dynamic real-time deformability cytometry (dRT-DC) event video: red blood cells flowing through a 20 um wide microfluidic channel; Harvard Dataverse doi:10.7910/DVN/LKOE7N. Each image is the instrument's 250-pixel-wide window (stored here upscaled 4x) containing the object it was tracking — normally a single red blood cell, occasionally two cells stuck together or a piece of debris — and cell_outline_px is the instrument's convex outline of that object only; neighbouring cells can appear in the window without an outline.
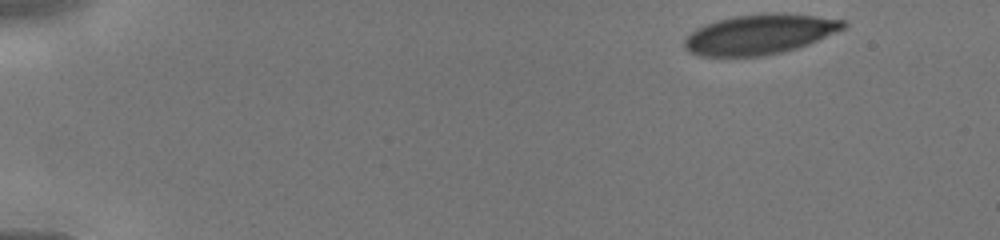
{"species": "human", "species_latin": "Homo sapiens", "temperature_condition": "cold", "stored_images_in_passage": 11, "camera_frame_rate_fps": 3000, "um_per_image_px": 0.085, "donor": {"sex": "male"}, "frame": {"image": 1, "passage_image": 1, "time_ms": 0.0, "image_size_px": [1000, 240], "cell_outline_px": [[848, 24], [844, 28], [836, 32], [808, 44], [784, 52], [764, 56], [700, 56], [688, 52], [684, 48], [684, 40], [696, 28], [704, 24], [716, 20], [736, 16], [764, 12], [780, 12], [816, 16], [844, 20]], "centroid_in_image_um": [64.56, 2.91], "position_along_channel_um": 20.4, "area_um2": 37.22}}
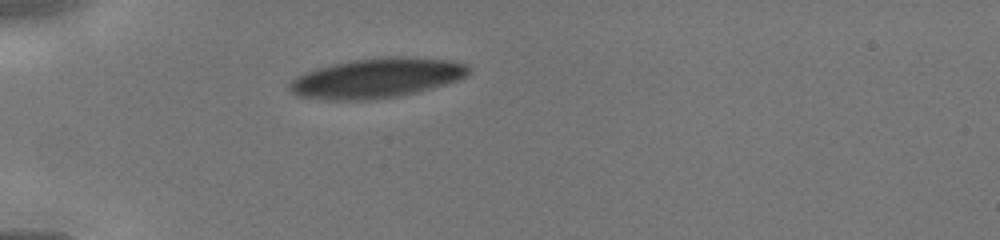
{"frame": {"image": 2, "passage_image": 8, "time_ms": 3.0, "image_size_px": [1000, 240], "cell_outline_px": [[472, 68], [464, 76], [456, 80], [432, 88], [400, 96], [376, 100], [324, 100], [296, 96], [288, 88], [288, 84], [296, 76], [304, 72], [316, 68], [332, 64], [352, 60], [380, 56], [408, 56], [448, 60], [464, 64]], "centroid_in_image_um": [31.96, 6.64], "position_along_channel_um": 53.0, "area_um2": 41.85}}
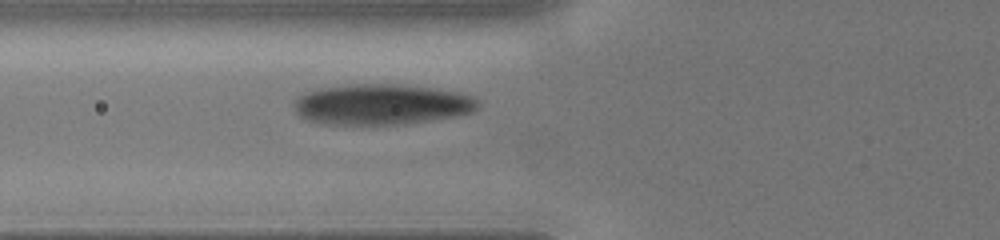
{"frame": {"image": 3, "passage_image": 11, "time_ms": 4.333, "image_size_px": [1000, 240], "cell_outline_px": [[480, 104], [472, 112], [456, 116], [404, 124], [320, 124], [308, 120], [300, 116], [296, 112], [292, 104], [292, 100], [308, 92], [320, 88], [356, 84], [392, 84], [432, 88], [460, 92], [472, 96]], "centroid_in_image_um": [32.41, 8.88], "position_along_channel_um": 93.4, "area_um2": 43.47}}